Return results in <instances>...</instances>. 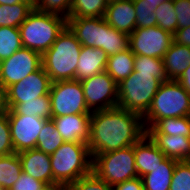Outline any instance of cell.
I'll use <instances>...</instances> for the list:
<instances>
[{"label": "cell", "instance_id": "18", "mask_svg": "<svg viewBox=\"0 0 190 190\" xmlns=\"http://www.w3.org/2000/svg\"><path fill=\"white\" fill-rule=\"evenodd\" d=\"M22 171L45 184L52 183L50 155L37 149H28L18 153Z\"/></svg>", "mask_w": 190, "mask_h": 190}, {"label": "cell", "instance_id": "29", "mask_svg": "<svg viewBox=\"0 0 190 190\" xmlns=\"http://www.w3.org/2000/svg\"><path fill=\"white\" fill-rule=\"evenodd\" d=\"M19 28L0 27V62L22 48Z\"/></svg>", "mask_w": 190, "mask_h": 190}, {"label": "cell", "instance_id": "32", "mask_svg": "<svg viewBox=\"0 0 190 190\" xmlns=\"http://www.w3.org/2000/svg\"><path fill=\"white\" fill-rule=\"evenodd\" d=\"M157 26L174 34L177 30V15L173 0H166L154 10Z\"/></svg>", "mask_w": 190, "mask_h": 190}, {"label": "cell", "instance_id": "10", "mask_svg": "<svg viewBox=\"0 0 190 190\" xmlns=\"http://www.w3.org/2000/svg\"><path fill=\"white\" fill-rule=\"evenodd\" d=\"M173 41V34L158 26L135 28L129 35V48L134 55L163 59Z\"/></svg>", "mask_w": 190, "mask_h": 190}, {"label": "cell", "instance_id": "9", "mask_svg": "<svg viewBox=\"0 0 190 190\" xmlns=\"http://www.w3.org/2000/svg\"><path fill=\"white\" fill-rule=\"evenodd\" d=\"M84 98L91 112L115 108L118 105V84L106 72L80 81Z\"/></svg>", "mask_w": 190, "mask_h": 190}, {"label": "cell", "instance_id": "3", "mask_svg": "<svg viewBox=\"0 0 190 190\" xmlns=\"http://www.w3.org/2000/svg\"><path fill=\"white\" fill-rule=\"evenodd\" d=\"M52 183L69 186L92 172L93 159L87 143L64 142L50 155Z\"/></svg>", "mask_w": 190, "mask_h": 190}, {"label": "cell", "instance_id": "4", "mask_svg": "<svg viewBox=\"0 0 190 190\" xmlns=\"http://www.w3.org/2000/svg\"><path fill=\"white\" fill-rule=\"evenodd\" d=\"M66 26L65 17L34 8L19 26L22 46L43 55Z\"/></svg>", "mask_w": 190, "mask_h": 190}, {"label": "cell", "instance_id": "37", "mask_svg": "<svg viewBox=\"0 0 190 190\" xmlns=\"http://www.w3.org/2000/svg\"><path fill=\"white\" fill-rule=\"evenodd\" d=\"M73 0H41L36 8L38 11L61 15L69 18V12Z\"/></svg>", "mask_w": 190, "mask_h": 190}, {"label": "cell", "instance_id": "28", "mask_svg": "<svg viewBox=\"0 0 190 190\" xmlns=\"http://www.w3.org/2000/svg\"><path fill=\"white\" fill-rule=\"evenodd\" d=\"M106 8L104 0H73L69 18L104 17Z\"/></svg>", "mask_w": 190, "mask_h": 190}, {"label": "cell", "instance_id": "40", "mask_svg": "<svg viewBox=\"0 0 190 190\" xmlns=\"http://www.w3.org/2000/svg\"><path fill=\"white\" fill-rule=\"evenodd\" d=\"M44 186L45 183L22 171L10 190H41Z\"/></svg>", "mask_w": 190, "mask_h": 190}, {"label": "cell", "instance_id": "5", "mask_svg": "<svg viewBox=\"0 0 190 190\" xmlns=\"http://www.w3.org/2000/svg\"><path fill=\"white\" fill-rule=\"evenodd\" d=\"M190 116V94L177 80L163 82L146 114L143 116L145 129L153 127L163 118Z\"/></svg>", "mask_w": 190, "mask_h": 190}, {"label": "cell", "instance_id": "11", "mask_svg": "<svg viewBox=\"0 0 190 190\" xmlns=\"http://www.w3.org/2000/svg\"><path fill=\"white\" fill-rule=\"evenodd\" d=\"M42 66V55L22 47L11 57L0 62V83L8 88L23 80Z\"/></svg>", "mask_w": 190, "mask_h": 190}, {"label": "cell", "instance_id": "38", "mask_svg": "<svg viewBox=\"0 0 190 190\" xmlns=\"http://www.w3.org/2000/svg\"><path fill=\"white\" fill-rule=\"evenodd\" d=\"M7 113L0 117V156L14 153Z\"/></svg>", "mask_w": 190, "mask_h": 190}, {"label": "cell", "instance_id": "7", "mask_svg": "<svg viewBox=\"0 0 190 190\" xmlns=\"http://www.w3.org/2000/svg\"><path fill=\"white\" fill-rule=\"evenodd\" d=\"M92 159L93 173L109 185L114 186L117 183L138 177L134 145L108 153L97 154Z\"/></svg>", "mask_w": 190, "mask_h": 190}, {"label": "cell", "instance_id": "17", "mask_svg": "<svg viewBox=\"0 0 190 190\" xmlns=\"http://www.w3.org/2000/svg\"><path fill=\"white\" fill-rule=\"evenodd\" d=\"M104 18L114 29L130 35L136 28V11L133 0H121L107 4Z\"/></svg>", "mask_w": 190, "mask_h": 190}, {"label": "cell", "instance_id": "23", "mask_svg": "<svg viewBox=\"0 0 190 190\" xmlns=\"http://www.w3.org/2000/svg\"><path fill=\"white\" fill-rule=\"evenodd\" d=\"M134 58L135 55L130 48L110 55L105 71L119 84L133 73Z\"/></svg>", "mask_w": 190, "mask_h": 190}, {"label": "cell", "instance_id": "22", "mask_svg": "<svg viewBox=\"0 0 190 190\" xmlns=\"http://www.w3.org/2000/svg\"><path fill=\"white\" fill-rule=\"evenodd\" d=\"M177 162L166 157L151 173L142 176L144 190H169Z\"/></svg>", "mask_w": 190, "mask_h": 190}, {"label": "cell", "instance_id": "15", "mask_svg": "<svg viewBox=\"0 0 190 190\" xmlns=\"http://www.w3.org/2000/svg\"><path fill=\"white\" fill-rule=\"evenodd\" d=\"M51 120L64 142L88 143L91 114L63 115L52 117Z\"/></svg>", "mask_w": 190, "mask_h": 190}, {"label": "cell", "instance_id": "33", "mask_svg": "<svg viewBox=\"0 0 190 190\" xmlns=\"http://www.w3.org/2000/svg\"><path fill=\"white\" fill-rule=\"evenodd\" d=\"M129 48V35L114 29L108 24L105 39V53L110 56Z\"/></svg>", "mask_w": 190, "mask_h": 190}, {"label": "cell", "instance_id": "31", "mask_svg": "<svg viewBox=\"0 0 190 190\" xmlns=\"http://www.w3.org/2000/svg\"><path fill=\"white\" fill-rule=\"evenodd\" d=\"M160 134L190 137V116L163 118L153 126Z\"/></svg>", "mask_w": 190, "mask_h": 190}, {"label": "cell", "instance_id": "14", "mask_svg": "<svg viewBox=\"0 0 190 190\" xmlns=\"http://www.w3.org/2000/svg\"><path fill=\"white\" fill-rule=\"evenodd\" d=\"M67 27L81 45L101 48L105 52L108 23L104 17L68 18Z\"/></svg>", "mask_w": 190, "mask_h": 190}, {"label": "cell", "instance_id": "44", "mask_svg": "<svg viewBox=\"0 0 190 190\" xmlns=\"http://www.w3.org/2000/svg\"><path fill=\"white\" fill-rule=\"evenodd\" d=\"M181 86L190 94V65L177 79Z\"/></svg>", "mask_w": 190, "mask_h": 190}, {"label": "cell", "instance_id": "21", "mask_svg": "<svg viewBox=\"0 0 190 190\" xmlns=\"http://www.w3.org/2000/svg\"><path fill=\"white\" fill-rule=\"evenodd\" d=\"M168 80H177L190 65V47L172 42L163 57Z\"/></svg>", "mask_w": 190, "mask_h": 190}, {"label": "cell", "instance_id": "25", "mask_svg": "<svg viewBox=\"0 0 190 190\" xmlns=\"http://www.w3.org/2000/svg\"><path fill=\"white\" fill-rule=\"evenodd\" d=\"M33 9L26 2L13 5L0 4V27L19 28Z\"/></svg>", "mask_w": 190, "mask_h": 190}, {"label": "cell", "instance_id": "8", "mask_svg": "<svg viewBox=\"0 0 190 190\" xmlns=\"http://www.w3.org/2000/svg\"><path fill=\"white\" fill-rule=\"evenodd\" d=\"M49 95L52 117L92 113L86 105L84 90L79 80L52 82Z\"/></svg>", "mask_w": 190, "mask_h": 190}, {"label": "cell", "instance_id": "30", "mask_svg": "<svg viewBox=\"0 0 190 190\" xmlns=\"http://www.w3.org/2000/svg\"><path fill=\"white\" fill-rule=\"evenodd\" d=\"M134 70L138 73L152 74L161 83L168 80L163 59L160 58L135 55Z\"/></svg>", "mask_w": 190, "mask_h": 190}, {"label": "cell", "instance_id": "26", "mask_svg": "<svg viewBox=\"0 0 190 190\" xmlns=\"http://www.w3.org/2000/svg\"><path fill=\"white\" fill-rule=\"evenodd\" d=\"M64 140L51 119L47 120L38 135L36 149L46 154H53L62 144Z\"/></svg>", "mask_w": 190, "mask_h": 190}, {"label": "cell", "instance_id": "34", "mask_svg": "<svg viewBox=\"0 0 190 190\" xmlns=\"http://www.w3.org/2000/svg\"><path fill=\"white\" fill-rule=\"evenodd\" d=\"M136 11V28H149L157 26L154 10L157 7H151L146 0H133Z\"/></svg>", "mask_w": 190, "mask_h": 190}, {"label": "cell", "instance_id": "46", "mask_svg": "<svg viewBox=\"0 0 190 190\" xmlns=\"http://www.w3.org/2000/svg\"><path fill=\"white\" fill-rule=\"evenodd\" d=\"M22 1L28 3L32 8H37L41 0H22Z\"/></svg>", "mask_w": 190, "mask_h": 190}, {"label": "cell", "instance_id": "48", "mask_svg": "<svg viewBox=\"0 0 190 190\" xmlns=\"http://www.w3.org/2000/svg\"><path fill=\"white\" fill-rule=\"evenodd\" d=\"M150 3V6L152 7H158L160 3L166 1V0H146Z\"/></svg>", "mask_w": 190, "mask_h": 190}, {"label": "cell", "instance_id": "27", "mask_svg": "<svg viewBox=\"0 0 190 190\" xmlns=\"http://www.w3.org/2000/svg\"><path fill=\"white\" fill-rule=\"evenodd\" d=\"M13 110L20 115L34 116L49 120L52 118L50 95L37 97L36 100L17 104Z\"/></svg>", "mask_w": 190, "mask_h": 190}, {"label": "cell", "instance_id": "20", "mask_svg": "<svg viewBox=\"0 0 190 190\" xmlns=\"http://www.w3.org/2000/svg\"><path fill=\"white\" fill-rule=\"evenodd\" d=\"M108 55L101 48L82 45L76 69V80H83L104 72Z\"/></svg>", "mask_w": 190, "mask_h": 190}, {"label": "cell", "instance_id": "1", "mask_svg": "<svg viewBox=\"0 0 190 190\" xmlns=\"http://www.w3.org/2000/svg\"><path fill=\"white\" fill-rule=\"evenodd\" d=\"M146 134L143 117L119 107L91 113L90 155L108 153L133 146Z\"/></svg>", "mask_w": 190, "mask_h": 190}, {"label": "cell", "instance_id": "45", "mask_svg": "<svg viewBox=\"0 0 190 190\" xmlns=\"http://www.w3.org/2000/svg\"><path fill=\"white\" fill-rule=\"evenodd\" d=\"M41 190H68V186L54 182L51 184H45Z\"/></svg>", "mask_w": 190, "mask_h": 190}, {"label": "cell", "instance_id": "16", "mask_svg": "<svg viewBox=\"0 0 190 190\" xmlns=\"http://www.w3.org/2000/svg\"><path fill=\"white\" fill-rule=\"evenodd\" d=\"M146 134L167 158L190 161V137L160 134L154 127L147 128Z\"/></svg>", "mask_w": 190, "mask_h": 190}, {"label": "cell", "instance_id": "13", "mask_svg": "<svg viewBox=\"0 0 190 190\" xmlns=\"http://www.w3.org/2000/svg\"><path fill=\"white\" fill-rule=\"evenodd\" d=\"M51 83L49 75L41 66L37 71L7 88L9 109H13L19 103L36 100L37 97L49 94Z\"/></svg>", "mask_w": 190, "mask_h": 190}, {"label": "cell", "instance_id": "12", "mask_svg": "<svg viewBox=\"0 0 190 190\" xmlns=\"http://www.w3.org/2000/svg\"><path fill=\"white\" fill-rule=\"evenodd\" d=\"M7 115L15 153L36 149L38 135L47 120L40 117L20 115L13 109H9Z\"/></svg>", "mask_w": 190, "mask_h": 190}, {"label": "cell", "instance_id": "42", "mask_svg": "<svg viewBox=\"0 0 190 190\" xmlns=\"http://www.w3.org/2000/svg\"><path fill=\"white\" fill-rule=\"evenodd\" d=\"M173 40L179 45L190 47V26L183 29H177L173 34Z\"/></svg>", "mask_w": 190, "mask_h": 190}, {"label": "cell", "instance_id": "19", "mask_svg": "<svg viewBox=\"0 0 190 190\" xmlns=\"http://www.w3.org/2000/svg\"><path fill=\"white\" fill-rule=\"evenodd\" d=\"M134 157L135 166L140 178L151 173L166 158L165 154L147 134L134 144Z\"/></svg>", "mask_w": 190, "mask_h": 190}, {"label": "cell", "instance_id": "24", "mask_svg": "<svg viewBox=\"0 0 190 190\" xmlns=\"http://www.w3.org/2000/svg\"><path fill=\"white\" fill-rule=\"evenodd\" d=\"M22 172L18 153L0 156V188L10 190Z\"/></svg>", "mask_w": 190, "mask_h": 190}, {"label": "cell", "instance_id": "39", "mask_svg": "<svg viewBox=\"0 0 190 190\" xmlns=\"http://www.w3.org/2000/svg\"><path fill=\"white\" fill-rule=\"evenodd\" d=\"M177 15V29L190 26V0H173Z\"/></svg>", "mask_w": 190, "mask_h": 190}, {"label": "cell", "instance_id": "41", "mask_svg": "<svg viewBox=\"0 0 190 190\" xmlns=\"http://www.w3.org/2000/svg\"><path fill=\"white\" fill-rule=\"evenodd\" d=\"M113 190H144L142 178L135 177L113 186Z\"/></svg>", "mask_w": 190, "mask_h": 190}, {"label": "cell", "instance_id": "6", "mask_svg": "<svg viewBox=\"0 0 190 190\" xmlns=\"http://www.w3.org/2000/svg\"><path fill=\"white\" fill-rule=\"evenodd\" d=\"M162 83L152 74L133 73L118 84V105L142 117L151 106L153 97Z\"/></svg>", "mask_w": 190, "mask_h": 190}, {"label": "cell", "instance_id": "2", "mask_svg": "<svg viewBox=\"0 0 190 190\" xmlns=\"http://www.w3.org/2000/svg\"><path fill=\"white\" fill-rule=\"evenodd\" d=\"M81 43L66 26L42 55V67L51 82L76 79Z\"/></svg>", "mask_w": 190, "mask_h": 190}, {"label": "cell", "instance_id": "35", "mask_svg": "<svg viewBox=\"0 0 190 190\" xmlns=\"http://www.w3.org/2000/svg\"><path fill=\"white\" fill-rule=\"evenodd\" d=\"M169 190H190V161H178Z\"/></svg>", "mask_w": 190, "mask_h": 190}, {"label": "cell", "instance_id": "36", "mask_svg": "<svg viewBox=\"0 0 190 190\" xmlns=\"http://www.w3.org/2000/svg\"><path fill=\"white\" fill-rule=\"evenodd\" d=\"M68 190H113V186L101 180L93 171L68 186Z\"/></svg>", "mask_w": 190, "mask_h": 190}, {"label": "cell", "instance_id": "43", "mask_svg": "<svg viewBox=\"0 0 190 190\" xmlns=\"http://www.w3.org/2000/svg\"><path fill=\"white\" fill-rule=\"evenodd\" d=\"M8 110L7 88L0 83V117L6 114Z\"/></svg>", "mask_w": 190, "mask_h": 190}, {"label": "cell", "instance_id": "49", "mask_svg": "<svg viewBox=\"0 0 190 190\" xmlns=\"http://www.w3.org/2000/svg\"><path fill=\"white\" fill-rule=\"evenodd\" d=\"M107 4L112 3V2H117V1H121V0H104Z\"/></svg>", "mask_w": 190, "mask_h": 190}, {"label": "cell", "instance_id": "47", "mask_svg": "<svg viewBox=\"0 0 190 190\" xmlns=\"http://www.w3.org/2000/svg\"><path fill=\"white\" fill-rule=\"evenodd\" d=\"M19 2H23L22 0H0L1 5H13Z\"/></svg>", "mask_w": 190, "mask_h": 190}]
</instances>
